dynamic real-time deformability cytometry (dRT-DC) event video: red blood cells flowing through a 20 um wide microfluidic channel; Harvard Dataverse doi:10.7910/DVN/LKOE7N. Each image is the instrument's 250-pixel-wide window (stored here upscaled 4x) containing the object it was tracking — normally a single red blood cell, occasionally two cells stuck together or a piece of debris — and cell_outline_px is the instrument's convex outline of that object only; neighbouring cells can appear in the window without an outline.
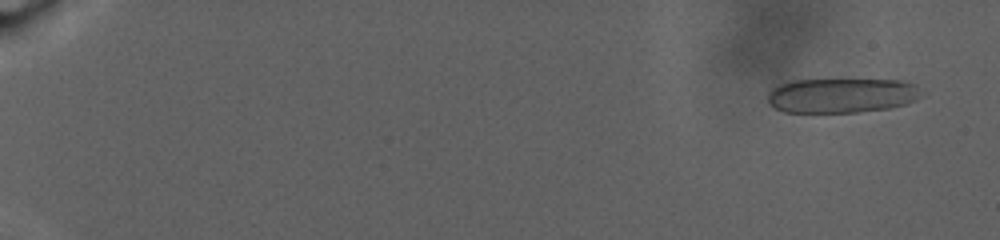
{"species": "human", "species_latin": "Homo sapiens", "temperature_condition": "warm", "stored_images_in_passage": 92, "camera_frame_rate_fps": 3000, "um_per_image_px": 0.085, "donor": {"sex": "male"}, "frame": {"image": 1, "passage_image": 6, "time_ms": 1.667, "image_size_px": [1000, 240], "cell_outline_px": [[920, 96], [916, 100], [904, 104], [888, 108], [856, 112], [784, 112], [768, 104], [768, 92], [780, 84], [796, 80], [900, 80], [916, 84]], "centroid_in_image_um": [71.52, 8.11], "position_along_channel_um": 13.5, "area_um2": 30.81}}
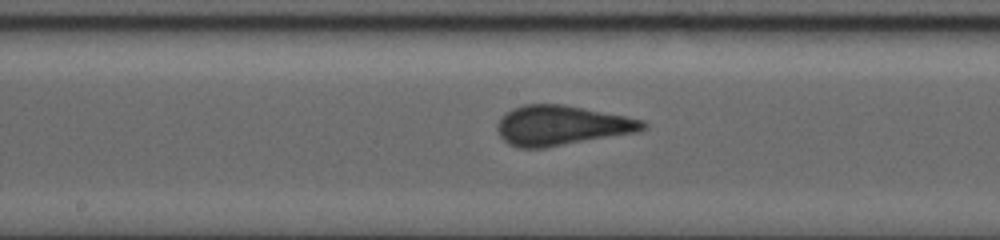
{"frame": {"image": 2, "passage_image": 54, "time_ms": 17.667, "image_size_px": [1000, 240], "cell_outline_px": [[648, 128], [636, 132], [544, 148], [520, 148], [508, 144], [500, 136], [496, 128], [496, 124], [512, 108], [524, 104], [564, 104], [644, 120], [648, 124]], "centroid_in_image_um": [47.73, 10.66], "position_along_channel_um": 200.5, "area_um2": 33.64}}
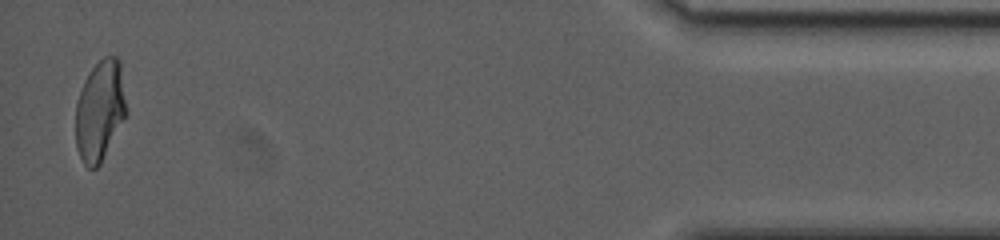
{"frame": {"image": 3, "passage_image": 90, "time_ms": 29.667, "image_size_px": [1000, 240], "cell_outline_px": [[128, 112], [124, 120], [100, 164], [96, 168], [88, 168], [84, 164], [76, 148], [76, 104], [84, 80], [92, 68], [104, 56], [116, 56], [120, 60], [128, 108]], "centroid_in_image_um": [8.52, 9.39], "position_along_channel_um": 426.7, "area_um2": 29.94}}